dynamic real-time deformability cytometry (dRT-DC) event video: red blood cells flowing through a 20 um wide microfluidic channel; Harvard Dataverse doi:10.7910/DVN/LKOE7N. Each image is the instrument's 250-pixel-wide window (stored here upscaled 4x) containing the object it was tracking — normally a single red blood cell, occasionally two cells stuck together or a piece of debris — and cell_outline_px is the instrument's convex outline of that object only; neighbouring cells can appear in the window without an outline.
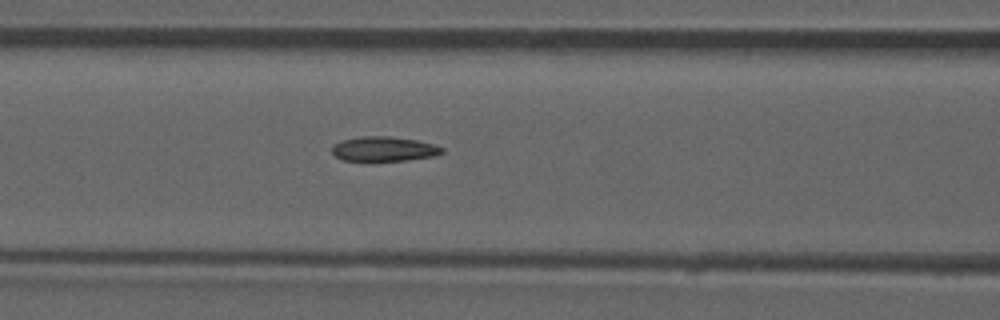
{"species": "common noctule bat (a hibernating species)", "species_latin": "Nyctalus noctula", "temperature_condition": "room temperature", "stored_images_in_passage": 50, "camera_frame_rate_fps": 3000, "um_per_image_px": 0.085, "animal": {"sex": "male", "forearm_length_mm": 52.5}, "frame": {"image": 1, "passage_image": 22, "time_ms": 7.0, "image_size_px": [1000, 320], "cell_outline_px": [[444, 152], [436, 156], [408, 160], [344, 160], [336, 156], [332, 152], [332, 144], [340, 140], [360, 136], [388, 136], [416, 140], [432, 144], [444, 148]], "centroid_in_image_um": [32.63, 12.65], "position_along_channel_um": 134.0, "area_um2": 15.78}, "authors_computed_cell_mechanics": {"area_um2": 16.2996, "velocity_mm_per_s": 3.8634, "shape_relaxation_time_tau1_ms": null, "shape_relaxation_time_tau2_ms": 7.0113, "deformation_change_tau1": null, "deformation_change_tau2": 0.1252}}